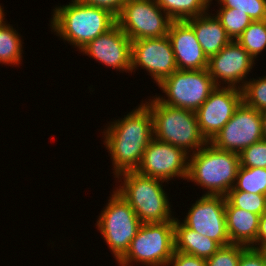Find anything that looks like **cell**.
I'll return each instance as SVG.
<instances>
[{
  "instance_id": "cell-1",
  "label": "cell",
  "mask_w": 266,
  "mask_h": 266,
  "mask_svg": "<svg viewBox=\"0 0 266 266\" xmlns=\"http://www.w3.org/2000/svg\"><path fill=\"white\" fill-rule=\"evenodd\" d=\"M104 131V143L113 159L115 177L123 172L136 171L145 149L154 138L150 109L141 103L123 119L109 124Z\"/></svg>"
},
{
  "instance_id": "cell-2",
  "label": "cell",
  "mask_w": 266,
  "mask_h": 266,
  "mask_svg": "<svg viewBox=\"0 0 266 266\" xmlns=\"http://www.w3.org/2000/svg\"><path fill=\"white\" fill-rule=\"evenodd\" d=\"M71 2L53 9L51 27L60 38L79 50L117 24L116 16L106 9L78 0Z\"/></svg>"
},
{
  "instance_id": "cell-3",
  "label": "cell",
  "mask_w": 266,
  "mask_h": 266,
  "mask_svg": "<svg viewBox=\"0 0 266 266\" xmlns=\"http://www.w3.org/2000/svg\"><path fill=\"white\" fill-rule=\"evenodd\" d=\"M190 156L187 179L207 189L205 195L225 196L234 187L240 167L238 153L220 150L207 142Z\"/></svg>"
},
{
  "instance_id": "cell-4",
  "label": "cell",
  "mask_w": 266,
  "mask_h": 266,
  "mask_svg": "<svg viewBox=\"0 0 266 266\" xmlns=\"http://www.w3.org/2000/svg\"><path fill=\"white\" fill-rule=\"evenodd\" d=\"M116 177L124 182L115 191L132 207L141 223L174 221L167 194L161 184L164 180L137 171L123 172Z\"/></svg>"
},
{
  "instance_id": "cell-5",
  "label": "cell",
  "mask_w": 266,
  "mask_h": 266,
  "mask_svg": "<svg viewBox=\"0 0 266 266\" xmlns=\"http://www.w3.org/2000/svg\"><path fill=\"white\" fill-rule=\"evenodd\" d=\"M144 104L153 117L155 139L179 147L187 153L197 152L207 143L200 132L194 111L163 104L157 98Z\"/></svg>"
},
{
  "instance_id": "cell-6",
  "label": "cell",
  "mask_w": 266,
  "mask_h": 266,
  "mask_svg": "<svg viewBox=\"0 0 266 266\" xmlns=\"http://www.w3.org/2000/svg\"><path fill=\"white\" fill-rule=\"evenodd\" d=\"M174 252V221L142 223L118 263L128 266L134 261L146 266H168Z\"/></svg>"
},
{
  "instance_id": "cell-7",
  "label": "cell",
  "mask_w": 266,
  "mask_h": 266,
  "mask_svg": "<svg viewBox=\"0 0 266 266\" xmlns=\"http://www.w3.org/2000/svg\"><path fill=\"white\" fill-rule=\"evenodd\" d=\"M112 193L96 226L118 262L142 223L132 207L116 191Z\"/></svg>"
},
{
  "instance_id": "cell-8",
  "label": "cell",
  "mask_w": 266,
  "mask_h": 266,
  "mask_svg": "<svg viewBox=\"0 0 266 266\" xmlns=\"http://www.w3.org/2000/svg\"><path fill=\"white\" fill-rule=\"evenodd\" d=\"M167 99L156 97L161 103L196 112L217 87L208 69L176 70L159 85Z\"/></svg>"
},
{
  "instance_id": "cell-9",
  "label": "cell",
  "mask_w": 266,
  "mask_h": 266,
  "mask_svg": "<svg viewBox=\"0 0 266 266\" xmlns=\"http://www.w3.org/2000/svg\"><path fill=\"white\" fill-rule=\"evenodd\" d=\"M116 20L131 41L165 37L172 22L155 0H128Z\"/></svg>"
},
{
  "instance_id": "cell-10",
  "label": "cell",
  "mask_w": 266,
  "mask_h": 266,
  "mask_svg": "<svg viewBox=\"0 0 266 266\" xmlns=\"http://www.w3.org/2000/svg\"><path fill=\"white\" fill-rule=\"evenodd\" d=\"M263 140L261 112L244 102L210 143L220 149L240 154L246 147Z\"/></svg>"
},
{
  "instance_id": "cell-11",
  "label": "cell",
  "mask_w": 266,
  "mask_h": 266,
  "mask_svg": "<svg viewBox=\"0 0 266 266\" xmlns=\"http://www.w3.org/2000/svg\"><path fill=\"white\" fill-rule=\"evenodd\" d=\"M243 102L242 89L217 86L195 112L200 132L207 142L228 123Z\"/></svg>"
},
{
  "instance_id": "cell-12",
  "label": "cell",
  "mask_w": 266,
  "mask_h": 266,
  "mask_svg": "<svg viewBox=\"0 0 266 266\" xmlns=\"http://www.w3.org/2000/svg\"><path fill=\"white\" fill-rule=\"evenodd\" d=\"M189 154L179 147L153 138L143 153L136 171L142 175L169 181L188 176Z\"/></svg>"
},
{
  "instance_id": "cell-13",
  "label": "cell",
  "mask_w": 266,
  "mask_h": 266,
  "mask_svg": "<svg viewBox=\"0 0 266 266\" xmlns=\"http://www.w3.org/2000/svg\"><path fill=\"white\" fill-rule=\"evenodd\" d=\"M225 205V196L204 194L191 206L183 224L221 246L232 244L226 227Z\"/></svg>"
},
{
  "instance_id": "cell-14",
  "label": "cell",
  "mask_w": 266,
  "mask_h": 266,
  "mask_svg": "<svg viewBox=\"0 0 266 266\" xmlns=\"http://www.w3.org/2000/svg\"><path fill=\"white\" fill-rule=\"evenodd\" d=\"M137 67L146 69L157 85L178 70L168 36L132 41L131 72Z\"/></svg>"
},
{
  "instance_id": "cell-15",
  "label": "cell",
  "mask_w": 266,
  "mask_h": 266,
  "mask_svg": "<svg viewBox=\"0 0 266 266\" xmlns=\"http://www.w3.org/2000/svg\"><path fill=\"white\" fill-rule=\"evenodd\" d=\"M254 58L236 40H231L223 49L208 60V71L216 86L221 80L228 87L242 89L248 72L252 69ZM220 79V81H219ZM243 83L240 87L239 83ZM238 86V87H237Z\"/></svg>"
},
{
  "instance_id": "cell-16",
  "label": "cell",
  "mask_w": 266,
  "mask_h": 266,
  "mask_svg": "<svg viewBox=\"0 0 266 266\" xmlns=\"http://www.w3.org/2000/svg\"><path fill=\"white\" fill-rule=\"evenodd\" d=\"M131 44L130 38L116 24L90 41L81 52L113 69L131 72Z\"/></svg>"
},
{
  "instance_id": "cell-17",
  "label": "cell",
  "mask_w": 266,
  "mask_h": 266,
  "mask_svg": "<svg viewBox=\"0 0 266 266\" xmlns=\"http://www.w3.org/2000/svg\"><path fill=\"white\" fill-rule=\"evenodd\" d=\"M178 70L208 68V58L199 44L193 28L186 21H172L167 34Z\"/></svg>"
},
{
  "instance_id": "cell-18",
  "label": "cell",
  "mask_w": 266,
  "mask_h": 266,
  "mask_svg": "<svg viewBox=\"0 0 266 266\" xmlns=\"http://www.w3.org/2000/svg\"><path fill=\"white\" fill-rule=\"evenodd\" d=\"M225 219L228 236L232 244L255 248L260 215L233 207L226 200Z\"/></svg>"
},
{
  "instance_id": "cell-19",
  "label": "cell",
  "mask_w": 266,
  "mask_h": 266,
  "mask_svg": "<svg viewBox=\"0 0 266 266\" xmlns=\"http://www.w3.org/2000/svg\"><path fill=\"white\" fill-rule=\"evenodd\" d=\"M186 22L193 28L197 40L208 60L231 41L216 16L205 13L190 18Z\"/></svg>"
},
{
  "instance_id": "cell-20",
  "label": "cell",
  "mask_w": 266,
  "mask_h": 266,
  "mask_svg": "<svg viewBox=\"0 0 266 266\" xmlns=\"http://www.w3.org/2000/svg\"><path fill=\"white\" fill-rule=\"evenodd\" d=\"M176 219H174L175 251L207 259L221 247L218 242L198 234Z\"/></svg>"
},
{
  "instance_id": "cell-21",
  "label": "cell",
  "mask_w": 266,
  "mask_h": 266,
  "mask_svg": "<svg viewBox=\"0 0 266 266\" xmlns=\"http://www.w3.org/2000/svg\"><path fill=\"white\" fill-rule=\"evenodd\" d=\"M212 0H155L172 21H186L207 13Z\"/></svg>"
},
{
  "instance_id": "cell-22",
  "label": "cell",
  "mask_w": 266,
  "mask_h": 266,
  "mask_svg": "<svg viewBox=\"0 0 266 266\" xmlns=\"http://www.w3.org/2000/svg\"><path fill=\"white\" fill-rule=\"evenodd\" d=\"M19 34L10 24H0V63L18 65L22 58V44Z\"/></svg>"
},
{
  "instance_id": "cell-23",
  "label": "cell",
  "mask_w": 266,
  "mask_h": 266,
  "mask_svg": "<svg viewBox=\"0 0 266 266\" xmlns=\"http://www.w3.org/2000/svg\"><path fill=\"white\" fill-rule=\"evenodd\" d=\"M230 191H244L251 194L266 195V168H247L240 166L236 183Z\"/></svg>"
},
{
  "instance_id": "cell-24",
  "label": "cell",
  "mask_w": 266,
  "mask_h": 266,
  "mask_svg": "<svg viewBox=\"0 0 266 266\" xmlns=\"http://www.w3.org/2000/svg\"><path fill=\"white\" fill-rule=\"evenodd\" d=\"M236 41L256 59L266 47V20L252 21Z\"/></svg>"
},
{
  "instance_id": "cell-25",
  "label": "cell",
  "mask_w": 266,
  "mask_h": 266,
  "mask_svg": "<svg viewBox=\"0 0 266 266\" xmlns=\"http://www.w3.org/2000/svg\"><path fill=\"white\" fill-rule=\"evenodd\" d=\"M215 15L221 22L228 37L231 40H237V38L243 33V31L251 24L252 20L249 16L241 11H235L231 8H219Z\"/></svg>"
},
{
  "instance_id": "cell-26",
  "label": "cell",
  "mask_w": 266,
  "mask_h": 266,
  "mask_svg": "<svg viewBox=\"0 0 266 266\" xmlns=\"http://www.w3.org/2000/svg\"><path fill=\"white\" fill-rule=\"evenodd\" d=\"M225 198L233 207H238L260 216L266 212V195L251 194L244 191H229Z\"/></svg>"
},
{
  "instance_id": "cell-27",
  "label": "cell",
  "mask_w": 266,
  "mask_h": 266,
  "mask_svg": "<svg viewBox=\"0 0 266 266\" xmlns=\"http://www.w3.org/2000/svg\"><path fill=\"white\" fill-rule=\"evenodd\" d=\"M243 102L257 111H266V76L246 81L242 88Z\"/></svg>"
},
{
  "instance_id": "cell-28",
  "label": "cell",
  "mask_w": 266,
  "mask_h": 266,
  "mask_svg": "<svg viewBox=\"0 0 266 266\" xmlns=\"http://www.w3.org/2000/svg\"><path fill=\"white\" fill-rule=\"evenodd\" d=\"M221 8L241 11L252 21L266 20V0H217Z\"/></svg>"
},
{
  "instance_id": "cell-29",
  "label": "cell",
  "mask_w": 266,
  "mask_h": 266,
  "mask_svg": "<svg viewBox=\"0 0 266 266\" xmlns=\"http://www.w3.org/2000/svg\"><path fill=\"white\" fill-rule=\"evenodd\" d=\"M245 248L240 244L221 246L213 256L205 259L206 266H238L240 255Z\"/></svg>"
},
{
  "instance_id": "cell-30",
  "label": "cell",
  "mask_w": 266,
  "mask_h": 266,
  "mask_svg": "<svg viewBox=\"0 0 266 266\" xmlns=\"http://www.w3.org/2000/svg\"><path fill=\"white\" fill-rule=\"evenodd\" d=\"M240 166L266 168V140L246 147L240 154Z\"/></svg>"
},
{
  "instance_id": "cell-31",
  "label": "cell",
  "mask_w": 266,
  "mask_h": 266,
  "mask_svg": "<svg viewBox=\"0 0 266 266\" xmlns=\"http://www.w3.org/2000/svg\"><path fill=\"white\" fill-rule=\"evenodd\" d=\"M238 266H266V250L246 247L240 255Z\"/></svg>"
},
{
  "instance_id": "cell-32",
  "label": "cell",
  "mask_w": 266,
  "mask_h": 266,
  "mask_svg": "<svg viewBox=\"0 0 266 266\" xmlns=\"http://www.w3.org/2000/svg\"><path fill=\"white\" fill-rule=\"evenodd\" d=\"M206 266V261L203 258L194 255L175 251L172 258L168 262V266Z\"/></svg>"
},
{
  "instance_id": "cell-33",
  "label": "cell",
  "mask_w": 266,
  "mask_h": 266,
  "mask_svg": "<svg viewBox=\"0 0 266 266\" xmlns=\"http://www.w3.org/2000/svg\"><path fill=\"white\" fill-rule=\"evenodd\" d=\"M90 6H96L108 10L116 17L128 0H78Z\"/></svg>"
},
{
  "instance_id": "cell-34",
  "label": "cell",
  "mask_w": 266,
  "mask_h": 266,
  "mask_svg": "<svg viewBox=\"0 0 266 266\" xmlns=\"http://www.w3.org/2000/svg\"><path fill=\"white\" fill-rule=\"evenodd\" d=\"M257 245H260V246L258 247ZM255 246H256L255 248L257 249L266 248V212L260 216L259 229H258L256 241H255Z\"/></svg>"
},
{
  "instance_id": "cell-35",
  "label": "cell",
  "mask_w": 266,
  "mask_h": 266,
  "mask_svg": "<svg viewBox=\"0 0 266 266\" xmlns=\"http://www.w3.org/2000/svg\"><path fill=\"white\" fill-rule=\"evenodd\" d=\"M263 140H266V111L261 112Z\"/></svg>"
},
{
  "instance_id": "cell-36",
  "label": "cell",
  "mask_w": 266,
  "mask_h": 266,
  "mask_svg": "<svg viewBox=\"0 0 266 266\" xmlns=\"http://www.w3.org/2000/svg\"><path fill=\"white\" fill-rule=\"evenodd\" d=\"M3 8H2V6L0 5V24L3 22V20H4V10H2Z\"/></svg>"
}]
</instances>
